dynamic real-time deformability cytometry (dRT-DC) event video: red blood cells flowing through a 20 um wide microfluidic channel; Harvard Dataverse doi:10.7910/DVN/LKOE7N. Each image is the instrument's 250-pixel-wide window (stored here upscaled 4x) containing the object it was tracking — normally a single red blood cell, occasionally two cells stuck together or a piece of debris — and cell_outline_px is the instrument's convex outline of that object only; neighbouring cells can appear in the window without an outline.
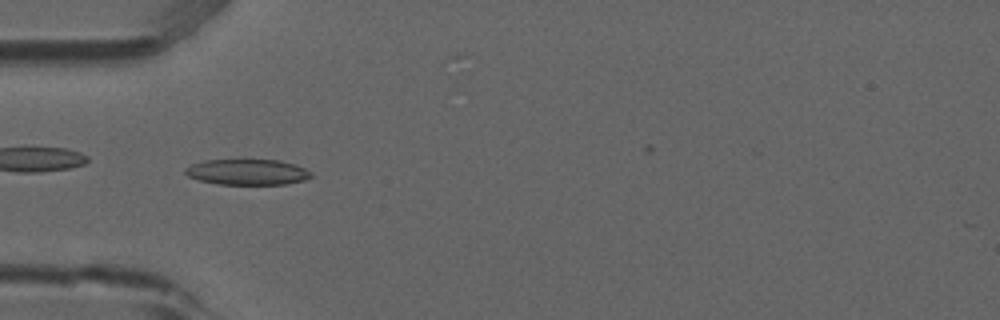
{"species": "common noctule bat (a hibernating species)", "species_latin": "Nyctalus noctula", "temperature_condition": "room temperature", "stored_images_in_passage": 3, "camera_frame_rate_fps": 3000, "um_per_image_px": 0.085, "animal": {"sex": "male", "forearm_length_mm": 52.5}, "frame": {"image": 1, "passage_image": 1, "time_ms": 0.0, "image_size_px": [1000, 320], "cell_outline_px": [[312, 176], [304, 180], [284, 184], [216, 184], [200, 180], [188, 176], [184, 172], [184, 168], [192, 164], [204, 160], [280, 160], [296, 164], [312, 172]], "centroid_in_image_um": [21.03, 14.62], "position_along_channel_um": 64.0, "area_um2": 18.84}}
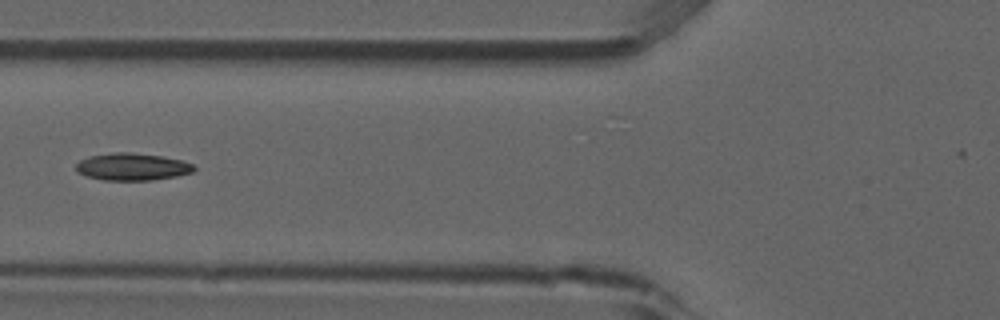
{"frame": {"image": 2, "passage_image": 2, "time_ms": 0.333, "image_size_px": [1000, 320], "cell_outline_px": [[196, 168], [192, 172], [176, 176], [152, 180], [104, 180], [88, 176], [76, 172], [76, 164], [80, 160], [88, 156], [116, 152], [132, 152], [164, 156], [180, 160], [192, 164]], "centroid_in_image_um": [11.23, 14.17], "position_along_channel_um": 114.6, "area_um2": 18.73}}
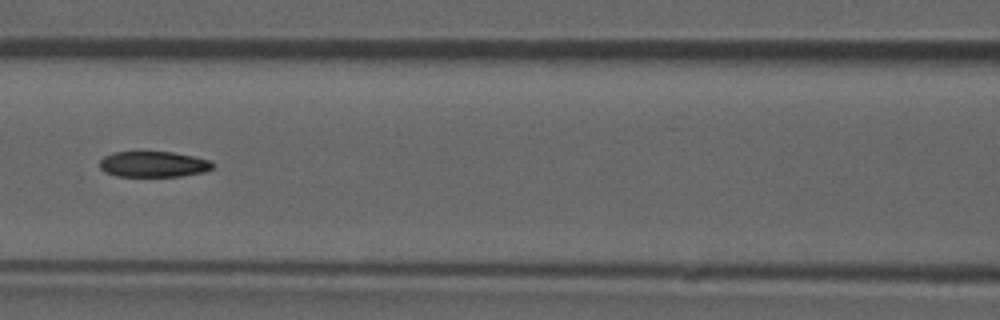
{"frame": {"image": 3, "passage_image": 3, "time_ms": 0.667, "image_size_px": [1000, 320], "cell_outline_px": [[216, 168], [204, 172], [180, 176], [116, 176], [104, 172], [100, 168], [100, 160], [104, 156], [112, 152], [172, 152], [212, 160], [216, 164]], "centroid_in_image_um": [13.08, 13.96], "position_along_channel_um": 153.5, "area_um2": 17.17}}